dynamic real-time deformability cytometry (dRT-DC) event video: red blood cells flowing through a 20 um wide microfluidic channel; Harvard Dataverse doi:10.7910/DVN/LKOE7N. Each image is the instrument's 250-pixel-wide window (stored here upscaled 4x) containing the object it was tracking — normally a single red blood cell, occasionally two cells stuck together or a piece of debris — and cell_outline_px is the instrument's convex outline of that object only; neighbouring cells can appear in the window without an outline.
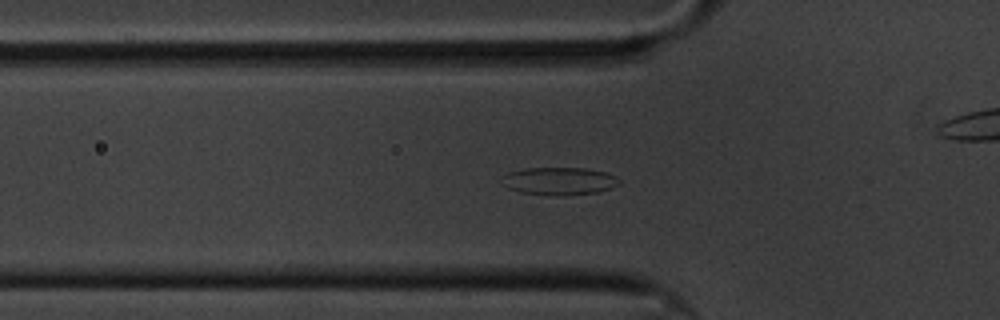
{"species": "common noctule bat (a hibernating species)", "species_latin": "Nyctalus noctula", "temperature_condition": "cold", "stored_images_in_passage": 46, "camera_frame_rate_fps": 3000, "um_per_image_px": 0.085, "animal": {"sex": "male", "body_mass_g": 20.1, "forearm_length_mm": 53.5}, "frame": {"image": 1, "passage_image": 5, "time_ms": 1.333, "image_size_px": [1000, 320], "cell_outline_px": [[620, 184], [612, 188], [600, 192], [556, 196], [520, 192], [508, 188], [500, 184], [504, 176], [508, 172], [524, 168], [584, 168], [604, 172], [616, 176], [620, 180]], "centroid_in_image_um": [47.53, 15.39], "position_along_channel_um": 78.3, "area_um2": 19.07}}
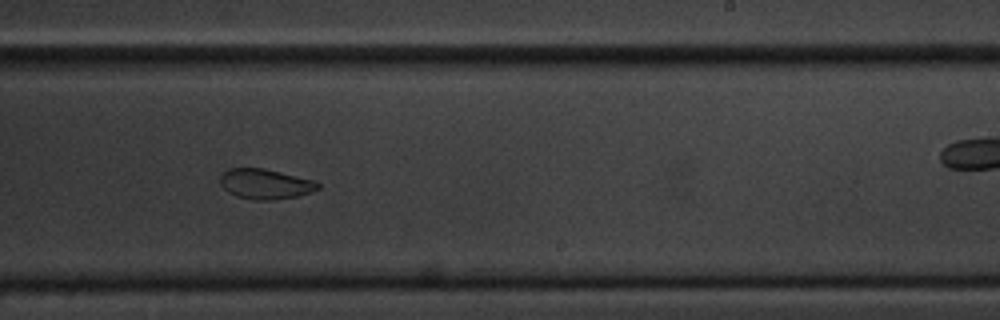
{"frame": {"image": 2, "passage_image": 22, "time_ms": 7.0, "image_size_px": [1000, 320], "cell_outline_px": [[320, 188], [296, 196], [272, 200], [252, 200], [236, 196], [228, 192], [220, 184], [220, 176], [228, 168], [264, 168], [312, 180], [320, 184]], "centroid_in_image_um": [22.5, 15.64], "position_along_channel_um": 266.5, "area_um2": 16.99}}
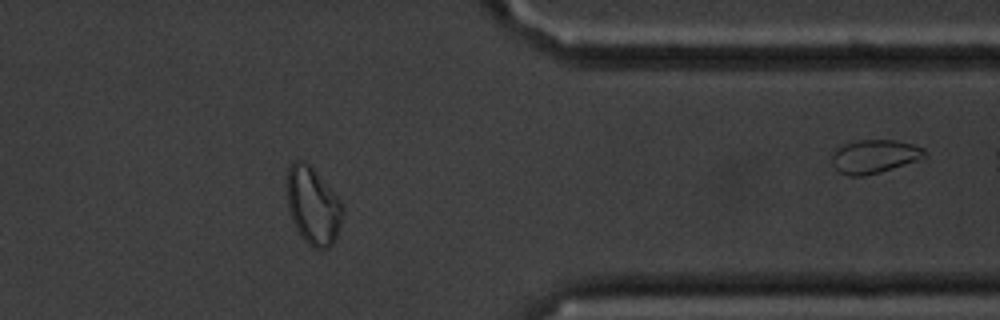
{"frame": {"image": 3, "passage_image": 34, "time_ms": 11.0, "image_size_px": [1000, 320], "cell_outline_px": [[344, 212], [336, 236], [332, 244], [328, 248], [312, 248], [300, 236], [292, 220], [288, 208], [284, 188], [288, 168], [292, 160], [304, 160], [312, 168], [340, 200], [344, 208]], "centroid_in_image_um": [26.55, 17.47], "position_along_channel_um": 384.9, "area_um2": 25.37}, "authors_computed_cell_mechanics": {"area_um2": 18.8428, "velocity_mm_per_s": 3.3151, "shape_relaxation_time_tau1_ms": 6.574, "shape_relaxation_time_tau2_ms": 4.1053, "deformation_change_tau1": 0.1369, "deformation_change_tau2": 0.0887}}